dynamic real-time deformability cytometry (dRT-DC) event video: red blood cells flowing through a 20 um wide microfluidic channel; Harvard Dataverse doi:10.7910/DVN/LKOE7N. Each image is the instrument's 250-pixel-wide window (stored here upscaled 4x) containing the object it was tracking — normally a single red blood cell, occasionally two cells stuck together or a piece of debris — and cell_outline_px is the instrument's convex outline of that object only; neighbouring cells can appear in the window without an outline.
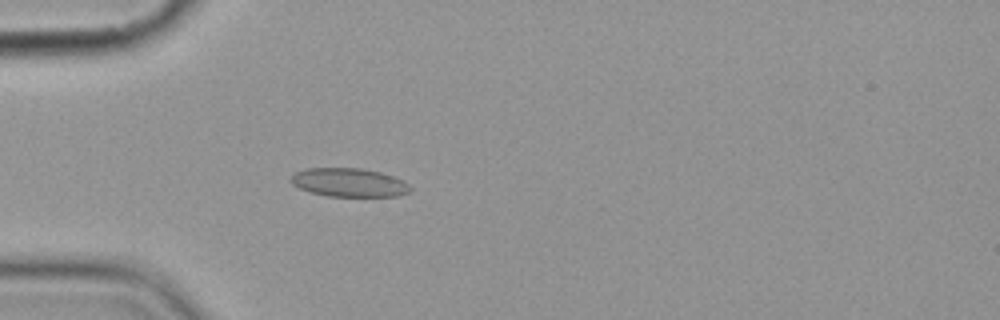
{"species": "common noctule bat (a hibernating species)", "species_latin": "Nyctalus noctula", "temperature_condition": "cold", "stored_images_in_passage": 3, "camera_frame_rate_fps": 3000, "um_per_image_px": 0.085, "animal": {"sex": "female", "body_mass_g": 19.9}, "frame": {"image": 1, "passage_image": 3, "time_ms": 3.333, "image_size_px": [1000, 320], "cell_outline_px": [[412, 192], [400, 196], [328, 196], [312, 192], [300, 188], [292, 184], [288, 180], [296, 172], [308, 168], [360, 168], [380, 172], [404, 180], [412, 188]], "centroid_in_image_um": [29.71, 15.51], "position_along_channel_um": 55.3, "area_um2": 19.94}}